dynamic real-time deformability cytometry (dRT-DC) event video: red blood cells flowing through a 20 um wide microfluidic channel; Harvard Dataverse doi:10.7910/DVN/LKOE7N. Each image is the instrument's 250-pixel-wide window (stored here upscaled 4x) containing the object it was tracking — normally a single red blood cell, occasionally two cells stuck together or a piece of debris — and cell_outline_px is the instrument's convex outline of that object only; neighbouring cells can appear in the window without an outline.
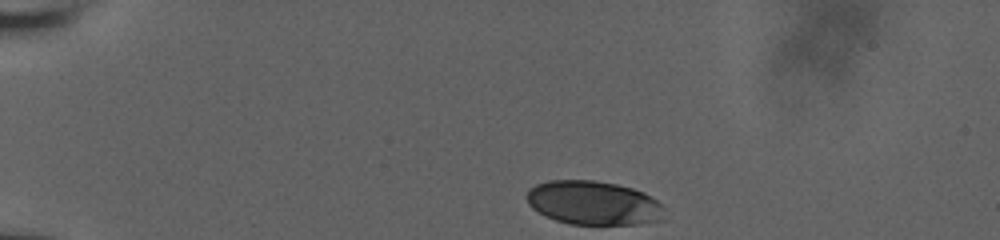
{"species": "human", "species_latin": "Homo sapiens", "temperature_condition": "room temperature", "stored_images_in_passage": 37, "camera_frame_rate_fps": 3000, "um_per_image_px": 0.085, "donor": {"sex": "male"}, "frame": {"image": 1, "passage_image": 1, "time_ms": 0.0, "image_size_px": [1000, 240], "cell_outline_px": [[664, 220], [636, 224], [568, 224], [544, 216], [532, 208], [528, 204], [528, 188], [536, 184], [548, 180], [592, 180], [616, 184], [632, 188], [644, 192], [656, 200], [664, 208]], "centroid_in_image_um": [50.44, 17.25], "position_along_channel_um": 34.6, "area_um2": 35.37}}
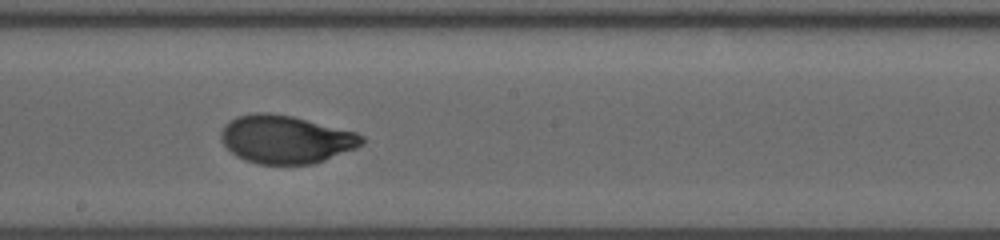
{"frame": {"image": 2, "passage_image": 22, "time_ms": 7.0, "image_size_px": [1000, 240], "cell_outline_px": [[364, 144], [356, 148], [316, 164], [256, 164], [244, 160], [236, 156], [220, 140], [220, 132], [224, 124], [228, 120], [236, 116], [256, 112], [268, 112], [292, 116], [356, 132], [364, 136]], "centroid_in_image_um": [24.27, 11.84], "position_along_channel_um": 223.9, "area_um2": 39.82}}
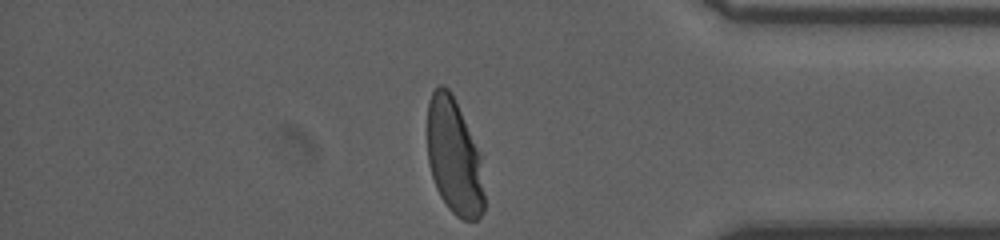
{"frame": {"image": 3, "passage_image": 37, "time_ms": 12.0, "image_size_px": [1000, 240], "cell_outline_px": [[484, 212], [476, 220], [464, 220], [456, 216], [448, 208], [440, 196], [436, 188], [428, 164], [428, 100], [432, 92], [440, 84], [444, 84], [452, 92], [480, 156], [484, 192]], "centroid_in_image_um": [38.59, 13.34], "position_along_channel_um": 396.6, "area_um2": 38.32}, "authors_computed_cell_mechanics": {"area_um2": 39.015, "velocity_mm_per_s": 3.8201, "shape_relaxation_time_tau1_ms": 3.2009, "shape_relaxation_time_tau2_ms": null, "deformation_change_tau1": 0.1802, "deformation_change_tau2": null}}